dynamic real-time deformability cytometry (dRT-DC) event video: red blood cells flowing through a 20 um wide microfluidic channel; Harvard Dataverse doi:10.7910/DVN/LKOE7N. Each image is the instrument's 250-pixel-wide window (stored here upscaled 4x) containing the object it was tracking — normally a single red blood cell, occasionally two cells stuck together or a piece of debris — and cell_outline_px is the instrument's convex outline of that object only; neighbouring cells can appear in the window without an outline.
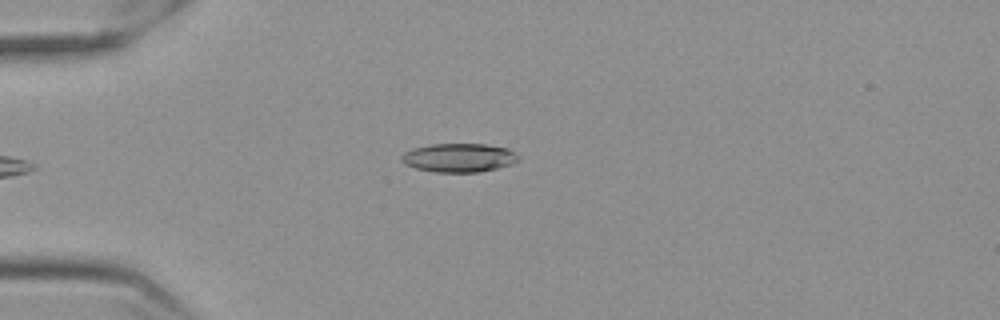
{"species": "Egyptian fruit bat (a non-hibernating species)", "species_latin": "Rousettus aegyptiacus", "temperature_condition": "cold", "stored_images_in_passage": 37, "camera_frame_rate_fps": 3000, "um_per_image_px": 0.085, "frame": {"image": 1, "passage_image": 2, "time_ms": 0.333, "image_size_px": [1000, 320], "cell_outline_px": [[520, 160], [512, 164], [496, 168], [476, 172], [436, 172], [416, 168], [404, 164], [400, 160], [400, 156], [404, 152], [412, 148], [432, 144], [484, 144], [508, 148], [516, 152], [520, 156]], "centroid_in_image_um": [39.01, 13.4], "position_along_channel_um": 46.0, "area_um2": 19.71}}
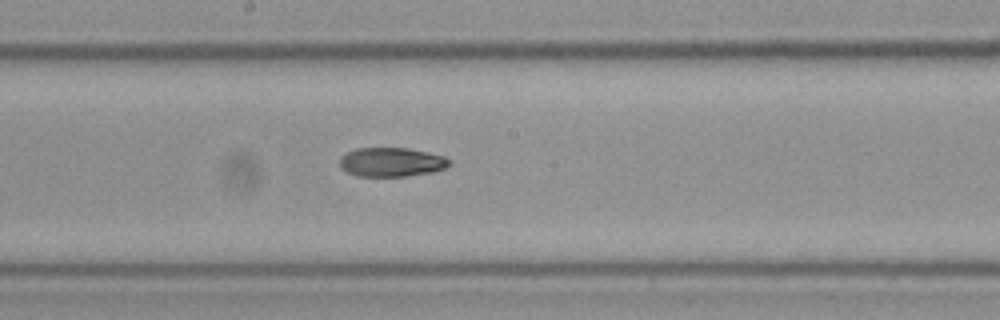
{"frame": {"image": 2, "passage_image": 18, "time_ms": 5.667, "image_size_px": [1000, 320], "cell_outline_px": [[452, 160], [448, 168], [432, 172], [404, 176], [360, 176], [348, 172], [340, 164], [340, 156], [356, 148], [408, 148], [428, 152], [444, 156]], "centroid_in_image_um": [33.33, 13.77], "position_along_channel_um": 214.9, "area_um2": 18.55}}
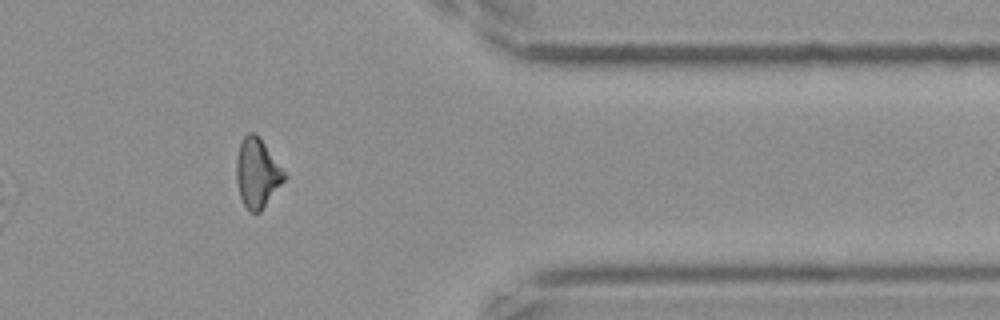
{"frame": {"image": 3, "passage_image": 34, "time_ms": 11.0, "image_size_px": [1000, 320], "cell_outline_px": [[288, 176], [260, 212], [248, 212], [240, 196], [236, 180], [236, 160], [240, 144], [244, 136], [248, 132], [256, 132]], "centroid_in_image_um": [21.86, 14.7], "position_along_channel_um": 389.5, "area_um2": 19.31}, "authors_computed_cell_mechanics": {"area_um2": 19.3052, "velocity_mm_per_s": 3.5741, "shape_relaxation_time_tau1_ms": 6.4593, "shape_relaxation_time_tau2_ms": 6.7687, "deformation_change_tau1": 0.1887, "deformation_change_tau2": 0.1389}}